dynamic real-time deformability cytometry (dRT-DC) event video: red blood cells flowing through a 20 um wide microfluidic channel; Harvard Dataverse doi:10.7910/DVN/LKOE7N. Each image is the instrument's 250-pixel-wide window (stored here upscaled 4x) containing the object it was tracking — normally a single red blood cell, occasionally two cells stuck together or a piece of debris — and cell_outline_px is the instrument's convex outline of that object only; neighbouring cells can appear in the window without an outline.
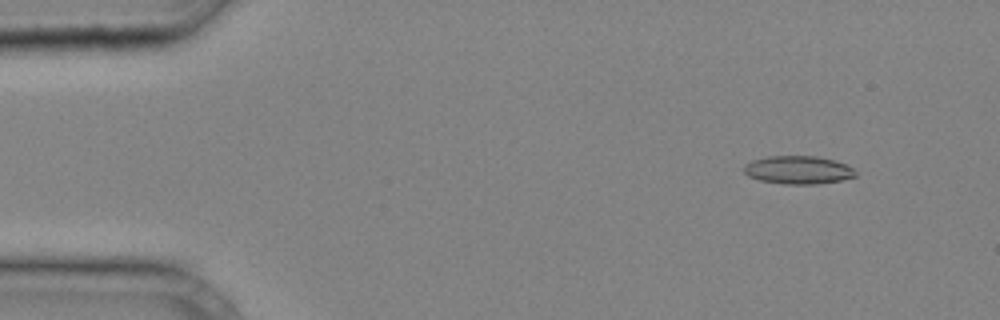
{"species": "common noctule bat (a hibernating species)", "species_latin": "Nyctalus noctula", "temperature_condition": "cold", "stored_images_in_passage": 38, "camera_frame_rate_fps": 3000, "um_per_image_px": 0.085, "animal": {"sex": "male", "body_mass_g": 20.4}, "frame": {"image": 1, "passage_image": 4, "time_ms": 1.0, "image_size_px": [1000, 320], "cell_outline_px": [[856, 176], [840, 180], [816, 184], [784, 184], [760, 180], [748, 176], [744, 172], [744, 164], [752, 160], [768, 156], [816, 156], [832, 160], [844, 164], [852, 168], [856, 172]], "centroid_in_image_um": [67.8, 14.44], "position_along_channel_um": 17.2, "area_um2": 18.15}}
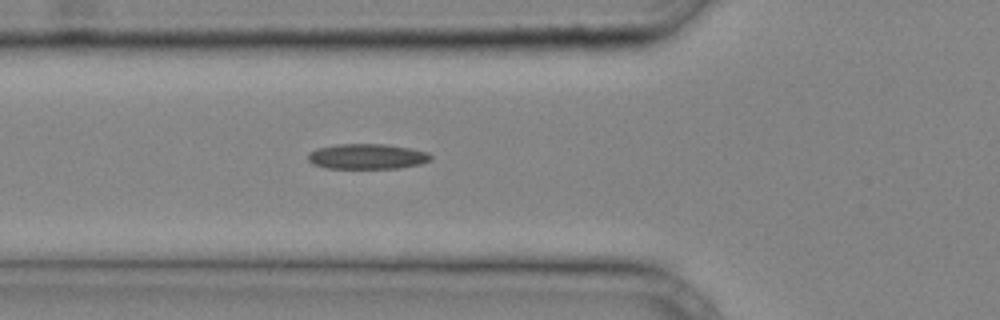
{"frame": {"image": 2, "passage_image": 14, "time_ms": 4.333, "image_size_px": [1000, 320], "cell_outline_px": [[432, 160], [420, 164], [400, 168], [324, 168], [312, 164], [308, 160], [308, 152], [316, 148], [336, 144], [384, 144], [412, 148], [428, 152], [432, 156]], "centroid_in_image_um": [31.2, 13.3], "position_along_channel_um": 94.6, "area_um2": 18.32}}
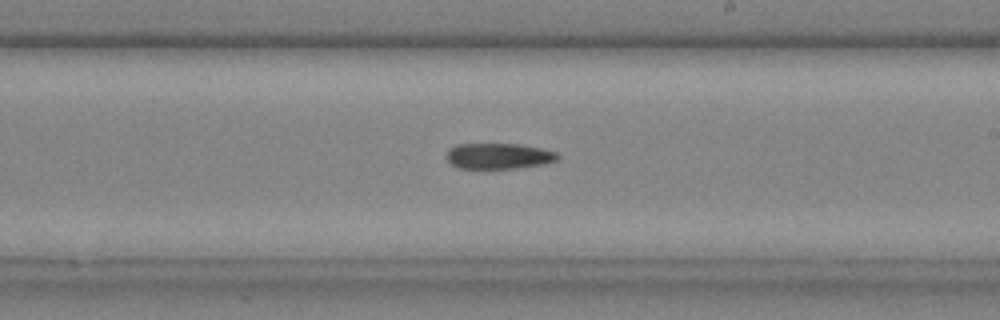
{"frame": {"image": 3, "passage_image": 23, "time_ms": 7.333, "image_size_px": [1000, 320], "cell_outline_px": [[560, 156], [556, 160], [544, 164], [516, 168], [460, 168], [452, 164], [444, 156], [448, 148], [456, 144], [520, 144], [540, 148], [556, 152]], "centroid_in_image_um": [42.35, 13.25], "position_along_channel_um": 246.6, "area_um2": 16.7}}